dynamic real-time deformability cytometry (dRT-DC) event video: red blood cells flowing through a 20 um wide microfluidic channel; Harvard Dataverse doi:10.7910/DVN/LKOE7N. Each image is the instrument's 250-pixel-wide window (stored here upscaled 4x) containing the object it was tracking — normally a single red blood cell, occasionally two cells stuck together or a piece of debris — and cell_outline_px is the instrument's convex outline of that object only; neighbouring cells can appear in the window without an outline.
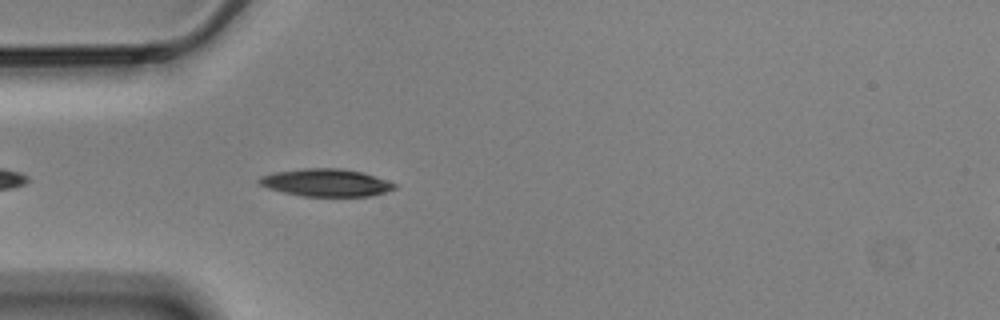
{"species": "Egyptian fruit bat (a non-hibernating species)", "species_latin": "Rousettus aegyptiacus", "temperature_condition": "cold", "stored_images_in_passage": 11, "camera_frame_rate_fps": 3000, "um_per_image_px": 0.085, "animal": {"sex": "male"}, "frame": {"image": 1, "passage_image": 4, "time_ms": 1.0, "image_size_px": [1000, 320], "cell_outline_px": [[396, 188], [372, 196], [300, 196], [268, 188], [260, 184], [256, 180], [260, 176], [276, 172], [304, 168], [340, 168], [360, 172], [396, 184]], "centroid_in_image_um": [27.67, 15.53], "position_along_channel_um": 57.3, "area_um2": 21.44}}
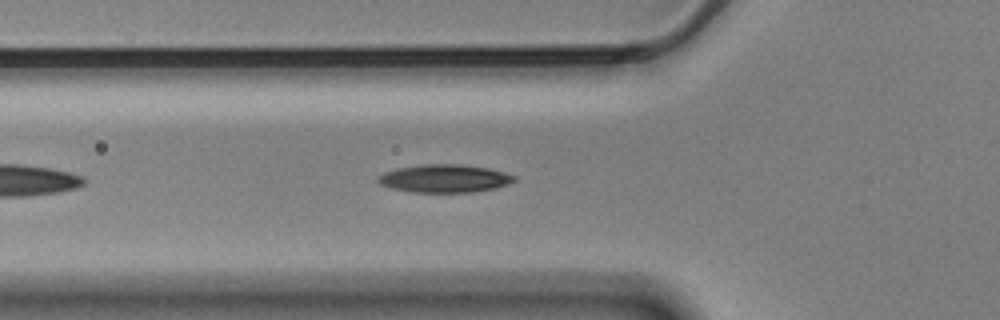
{"frame": {"image": 2, "passage_image": 7, "time_ms": 2.0, "image_size_px": [1000, 320], "cell_outline_px": [[516, 180], [508, 184], [496, 188], [472, 192], [412, 192], [392, 188], [380, 184], [376, 180], [384, 172], [400, 168], [424, 164], [460, 164], [488, 168], [504, 172], [516, 176]], "centroid_in_image_um": [37.82, 15.17], "position_along_channel_um": 88.0, "area_um2": 22.08}}